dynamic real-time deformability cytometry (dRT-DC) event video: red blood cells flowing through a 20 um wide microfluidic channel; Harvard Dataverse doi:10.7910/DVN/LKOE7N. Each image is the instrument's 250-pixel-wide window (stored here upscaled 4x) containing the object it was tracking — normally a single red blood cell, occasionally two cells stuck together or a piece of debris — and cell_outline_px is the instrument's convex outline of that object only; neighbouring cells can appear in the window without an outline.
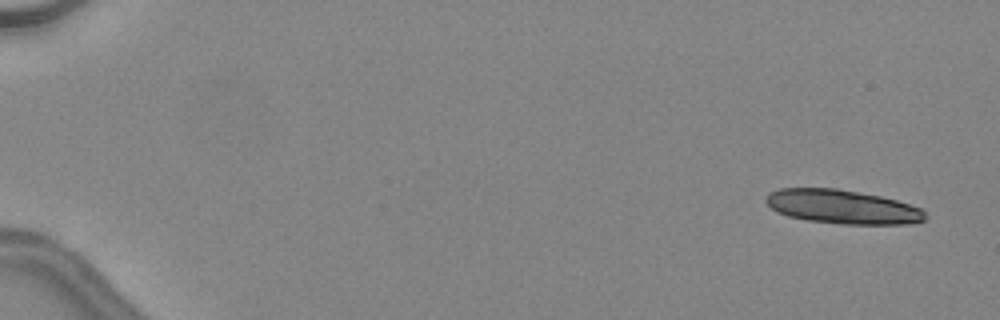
{"species": "common noctule bat (a hibernating species)", "species_latin": "Nyctalus noctula", "temperature_condition": "warm", "stored_images_in_passage": 24, "camera_frame_rate_fps": 3000, "um_per_image_px": 0.085, "animal": {"sex": "female", "body_mass_g": 24.6, "forearm_length_mm": 56.2}, "frame": {"image": 1, "passage_image": 3, "time_ms": 0.667, "image_size_px": [1000, 320], "cell_outline_px": [[924, 220], [908, 224], [840, 224], [808, 220], [788, 216], [776, 212], [764, 200], [764, 196], [768, 192], [780, 188], [836, 188], [880, 196], [896, 200], [920, 208], [924, 212]], "centroid_in_image_um": [71.53, 17.57], "position_along_channel_um": 13.5, "area_um2": 31.44}}